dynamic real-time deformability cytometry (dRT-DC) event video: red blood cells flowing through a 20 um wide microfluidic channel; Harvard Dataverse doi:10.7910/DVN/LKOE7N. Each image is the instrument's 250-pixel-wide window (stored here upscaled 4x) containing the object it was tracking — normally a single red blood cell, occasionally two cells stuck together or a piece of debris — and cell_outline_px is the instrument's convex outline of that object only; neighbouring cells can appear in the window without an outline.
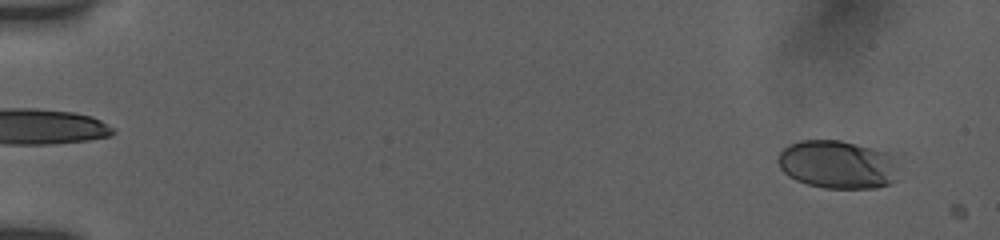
{"species": "human", "species_latin": "Homo sapiens", "temperature_condition": "room temperature", "stored_images_in_passage": 49, "camera_frame_rate_fps": 3000, "um_per_image_px": 0.085, "donor": {"sex": "female"}, "frame": {"image": 1, "passage_image": 10, "time_ms": 1.333, "image_size_px": [1000, 240], "cell_outline_px": [[896, 180], [888, 184], [876, 188], [824, 188], [808, 184], [796, 180], [788, 176], [780, 168], [776, 160], [780, 152], [788, 144], [800, 140], [840, 140], [888, 152]], "centroid_in_image_um": [71.08, 13.98], "position_along_channel_um": 13.9, "area_um2": 33.47}}
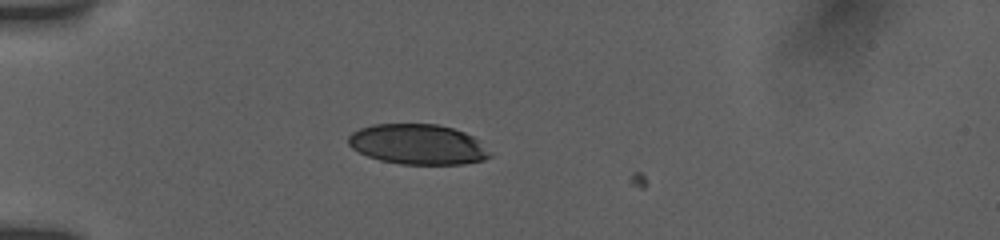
{"frame": {"image": 2, "passage_image": 43, "time_ms": 5.667, "image_size_px": [1000, 240], "cell_outline_px": [[492, 156], [484, 160], [464, 164], [400, 164], [380, 160], [368, 156], [352, 148], [348, 144], [348, 136], [352, 132], [360, 128], [372, 124], [436, 124], [452, 128], [464, 132], [472, 136]], "centroid_in_image_um": [35.47, 12.27], "position_along_channel_um": 49.5, "area_um2": 32.95}}